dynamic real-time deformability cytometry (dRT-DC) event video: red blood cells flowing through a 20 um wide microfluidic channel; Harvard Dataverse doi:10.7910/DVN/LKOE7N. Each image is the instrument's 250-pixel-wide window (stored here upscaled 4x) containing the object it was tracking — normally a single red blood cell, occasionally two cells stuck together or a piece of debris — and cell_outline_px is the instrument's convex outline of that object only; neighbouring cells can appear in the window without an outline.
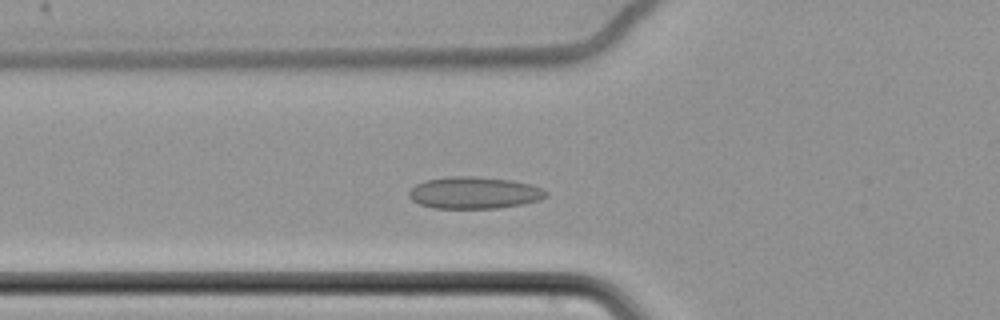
{"species": "common noctule bat (a hibernating species)", "species_latin": "Nyctalus noctula", "temperature_condition": "cold", "stored_images_in_passage": 55, "camera_frame_rate_fps": 3000, "um_per_image_px": 0.085, "animal": {"sex": "female", "body_mass_g": 22.7, "forearm_length_mm": 54.2}, "frame": {"image": 1, "passage_image": 17, "time_ms": 5.333, "image_size_px": [1000, 320], "cell_outline_px": [[548, 196], [540, 200], [520, 204], [496, 208], [432, 208], [420, 204], [412, 200], [408, 196], [408, 192], [416, 184], [424, 180], [448, 176], [472, 176], [512, 180], [532, 184], [548, 192]], "centroid_in_image_um": [40.29, 16.38], "position_along_channel_um": 85.5, "area_um2": 25.55}}
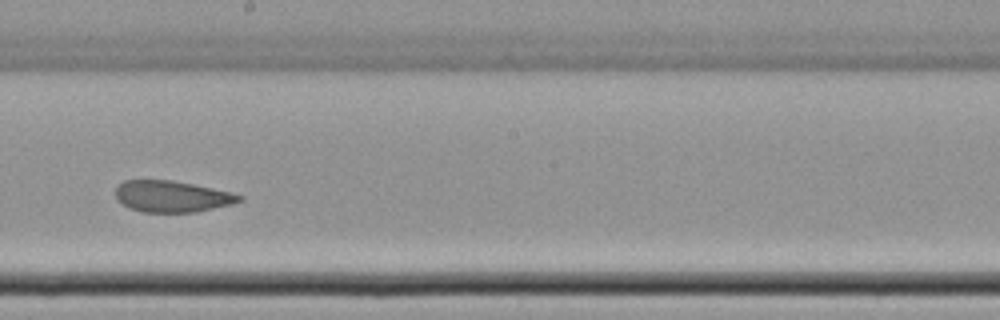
{"frame": {"image": 2, "passage_image": 30, "time_ms": 9.667, "image_size_px": [1000, 320], "cell_outline_px": [[244, 200], [232, 204], [196, 212], [144, 212], [132, 208], [116, 200], [116, 188], [124, 180], [172, 180], [232, 192], [244, 196]], "centroid_in_image_um": [14.65, 16.69], "position_along_channel_um": 233.5, "area_um2": 22.54}}
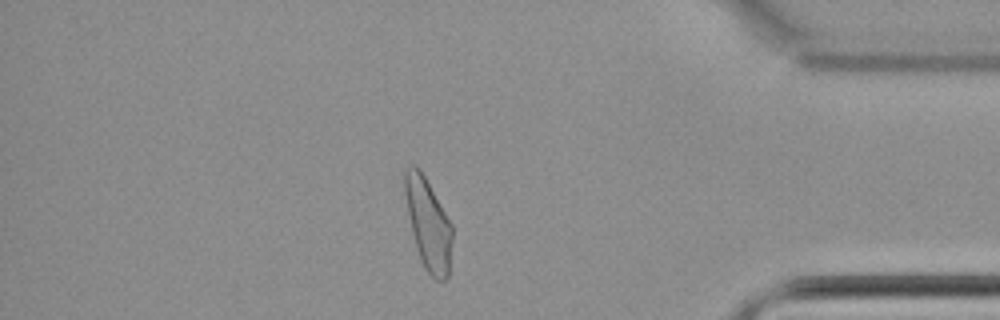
{"frame": {"image": 3, "passage_image": 47, "time_ms": 15.333, "image_size_px": [1000, 320], "cell_outline_px": [[452, 240], [448, 276], [444, 280], [436, 280], [424, 268], [420, 260], [416, 248], [412, 232], [404, 192], [404, 168], [412, 164], [416, 164], [420, 168], [452, 224]], "centroid_in_image_um": [36.38, 19.0], "position_along_channel_um": 398.8, "area_um2": 25.14}, "authors_computed_cell_mechanics": {"area_um2": 25.143, "velocity_mm_per_s": 3.4364, "shape_relaxation_time_tau1_ms": null, "shape_relaxation_time_tau2_ms": 1.8286, "deformation_change_tau1": null, "deformation_change_tau2": 0.063}}